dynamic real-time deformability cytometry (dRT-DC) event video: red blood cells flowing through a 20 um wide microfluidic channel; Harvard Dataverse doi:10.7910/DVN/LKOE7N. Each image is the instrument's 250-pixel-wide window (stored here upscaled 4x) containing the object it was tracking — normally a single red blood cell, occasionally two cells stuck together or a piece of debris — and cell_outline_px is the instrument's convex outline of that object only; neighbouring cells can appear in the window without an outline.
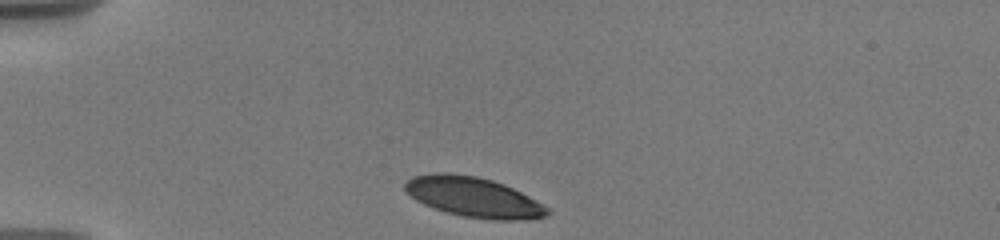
{"species": "human", "species_latin": "Homo sapiens", "temperature_condition": "warm", "stored_images_in_passage": 2, "camera_frame_rate_fps": 3000, "um_per_image_px": 0.085, "donor": {"sex": "male"}, "frame": {"image": 1, "passage_image": 1, "time_ms": 0.0, "image_size_px": [1000, 240], "cell_outline_px": [[552, 212], [548, 216], [524, 220], [492, 220], [464, 216], [448, 212], [424, 204], [416, 200], [404, 188], [404, 184], [412, 176], [432, 172], [448, 172], [476, 176], [492, 180], [504, 184], [536, 200], [548, 208]], "centroid_in_image_um": [40.27, 16.75], "position_along_channel_um": 44.7, "area_um2": 33.12}}